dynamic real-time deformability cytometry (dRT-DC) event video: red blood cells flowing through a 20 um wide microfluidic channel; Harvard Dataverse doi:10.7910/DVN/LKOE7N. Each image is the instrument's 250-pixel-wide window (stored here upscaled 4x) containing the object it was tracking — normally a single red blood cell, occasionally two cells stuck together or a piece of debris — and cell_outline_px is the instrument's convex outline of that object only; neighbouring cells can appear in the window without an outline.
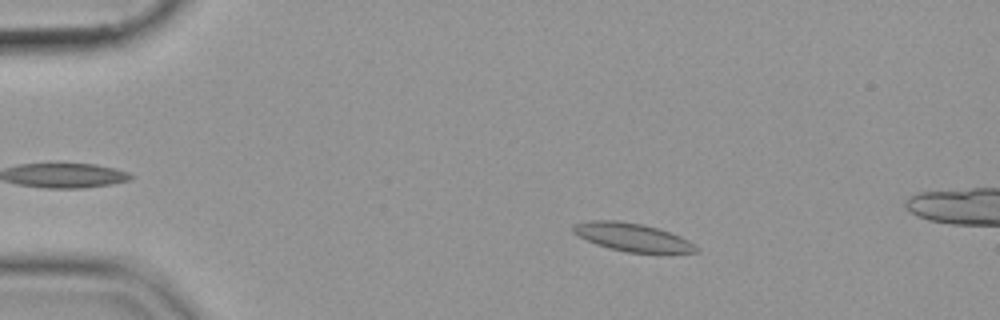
{"species": "common noctule bat (a hibernating species)", "species_latin": "Nyctalus noctula", "temperature_condition": "cold", "stored_images_in_passage": 56, "camera_frame_rate_fps": 3000, "um_per_image_px": 0.085, "animal": {"sex": "female", "body_mass_g": 19.9}, "frame": {"image": 1, "passage_image": 10, "time_ms": 3.0, "image_size_px": [1000, 320], "cell_outline_px": [[700, 248], [696, 252], [660, 256], [628, 252], [608, 248], [596, 244], [572, 232], [572, 228], [576, 224], [588, 220], [616, 220], [644, 224], [680, 236], [688, 240]], "centroid_in_image_um": [53.85, 20.21], "position_along_channel_um": 31.2, "area_um2": 20.81}}
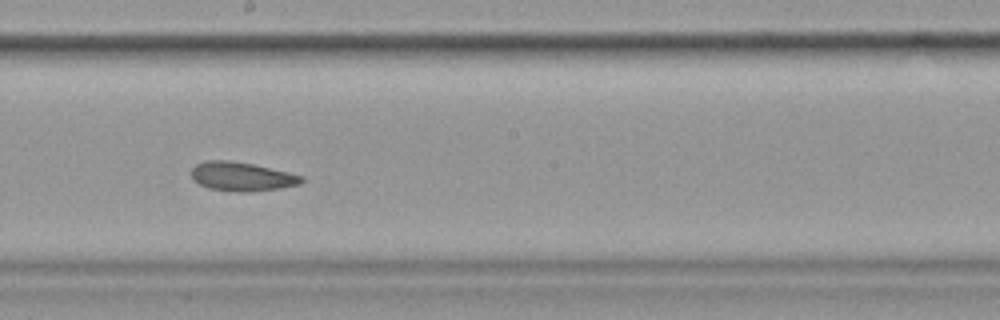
{"frame": {"image": 2, "passage_image": 31, "time_ms": 10.0, "image_size_px": [1000, 320], "cell_outline_px": [[304, 180], [300, 184], [280, 188], [248, 192], [240, 192], [208, 188], [192, 180], [192, 168], [196, 164], [208, 160], [228, 160], [252, 164], [288, 172], [304, 176]], "centroid_in_image_um": [20.55, 15.01], "position_along_channel_um": 227.6, "area_um2": 18.5}}
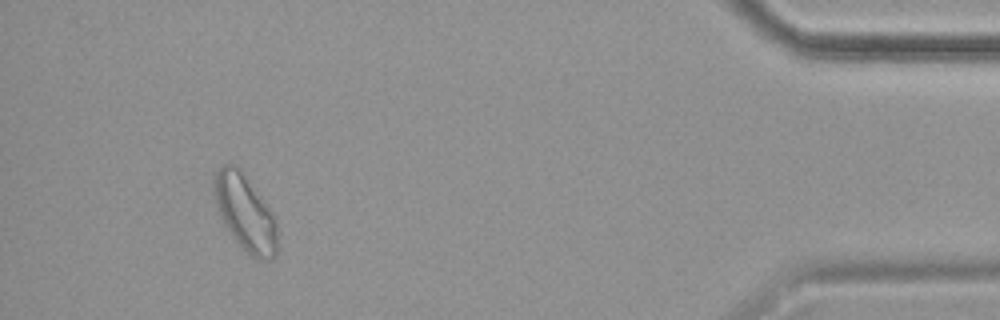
{"frame": {"image": 3, "passage_image": 51, "time_ms": 16.667, "image_size_px": [1000, 320], "cell_outline_px": [[280, 248], [276, 256], [272, 260], [260, 260], [252, 256], [236, 240], [224, 224], [216, 200], [212, 184], [212, 180], [216, 172], [224, 164], [236, 164], [244, 172], [272, 212], [276, 220]], "centroid_in_image_um": [20.9, 18.09], "position_along_channel_um": 414.3, "area_um2": 28.21}}